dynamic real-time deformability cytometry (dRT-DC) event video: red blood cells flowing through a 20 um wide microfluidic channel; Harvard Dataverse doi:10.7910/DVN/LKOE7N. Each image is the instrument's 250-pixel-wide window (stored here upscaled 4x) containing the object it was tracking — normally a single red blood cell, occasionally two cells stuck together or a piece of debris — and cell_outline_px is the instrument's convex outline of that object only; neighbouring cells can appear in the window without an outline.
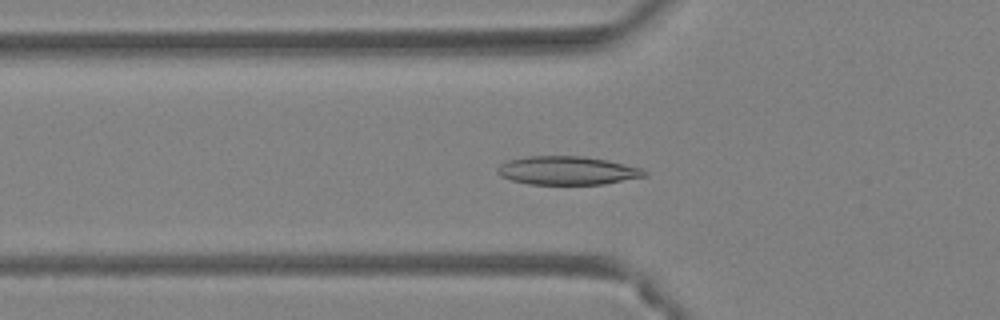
{"species": "Egyptian fruit bat (a non-hibernating species)", "species_latin": "Rousettus aegyptiacus", "temperature_condition": "warm", "stored_images_in_passage": 47, "camera_frame_rate_fps": 3000, "um_per_image_px": 0.085, "animal": {"sex": "female"}, "frame": {"image": 1, "passage_image": 17, "time_ms": 5.333, "image_size_px": [1000, 320], "cell_outline_px": [[648, 176], [604, 184], [528, 184], [512, 180], [500, 176], [496, 172], [496, 168], [500, 164], [508, 160], [528, 156], [584, 156], [608, 160], [640, 168], [648, 172]], "centroid_in_image_um": [48.22, 14.49], "position_along_channel_um": 77.6, "area_um2": 24.51}}
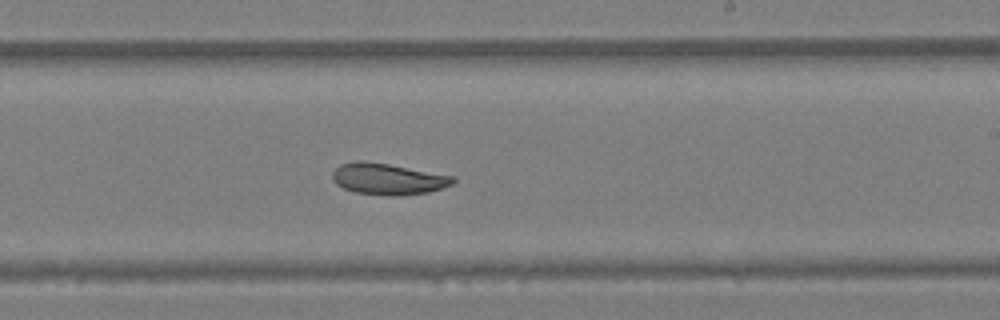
{"frame": {"image": 2, "passage_image": 29, "time_ms": 9.333, "image_size_px": [1000, 320], "cell_outline_px": [[456, 180], [452, 184], [428, 192], [400, 196], [388, 196], [356, 192], [344, 188], [336, 184], [332, 176], [332, 172], [340, 164], [356, 160], [360, 160], [388, 164], [452, 176]], "centroid_in_image_um": [32.93, 15.21], "position_along_channel_um": 256.1, "area_um2": 21.79}}
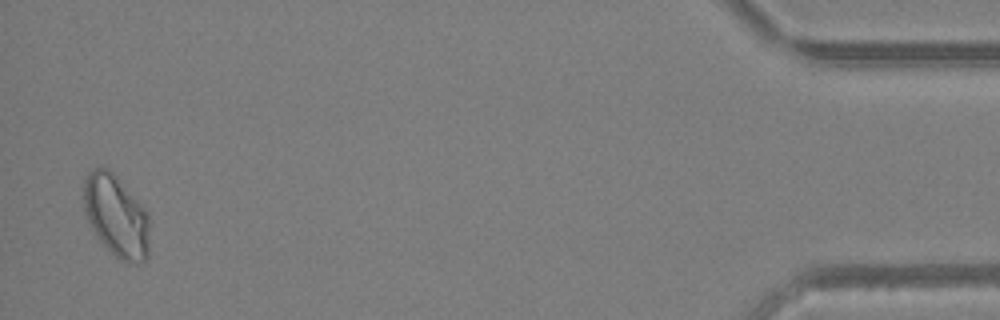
{"frame": {"image": 3, "passage_image": 46, "time_ms": 15.0, "image_size_px": [1000, 320], "cell_outline_px": [[148, 256], [144, 260], [128, 264], [120, 260], [100, 240], [92, 228], [88, 220], [84, 208], [84, 180], [88, 172], [92, 168], [108, 168], [116, 176], [148, 212]], "centroid_in_image_um": [9.87, 18.34], "position_along_channel_um": 425.3, "area_um2": 30.98}, "authors_computed_cell_mechanics": {"area_um2": 24.5072, "velocity_mm_per_s": 4.4633, "shape_relaxation_time_tau1_ms": 9.9088, "shape_relaxation_time_tau2_ms": 5.4766, "deformation_change_tau1": 0.2071, "deformation_change_tau2": 0.0849}}